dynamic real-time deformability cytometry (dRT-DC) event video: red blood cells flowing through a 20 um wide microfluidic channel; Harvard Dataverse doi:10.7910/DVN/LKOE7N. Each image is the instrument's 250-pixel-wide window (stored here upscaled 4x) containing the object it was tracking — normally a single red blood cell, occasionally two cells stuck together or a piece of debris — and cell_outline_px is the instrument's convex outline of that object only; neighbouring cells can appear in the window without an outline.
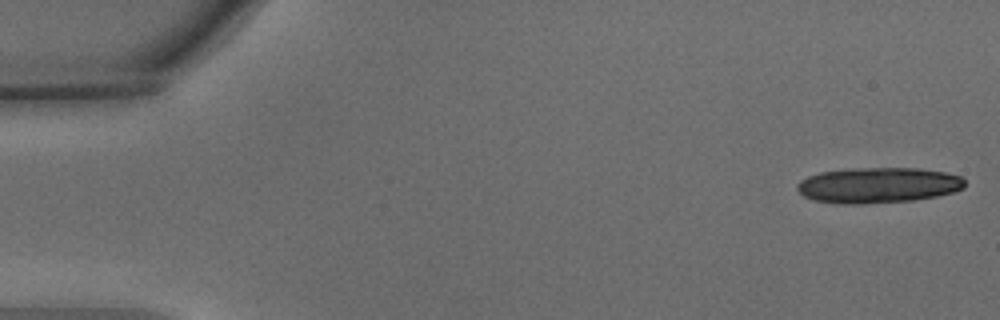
{"species": "common noctule bat (a hibernating species)", "species_latin": "Nyctalus noctula", "temperature_condition": "warm", "stored_images_in_passage": 19, "camera_frame_rate_fps": 3000, "um_per_image_px": 0.085, "animal": {"sex": "male", "body_mass_g": 15.6}, "frame": {"image": 1, "passage_image": 1, "time_ms": 0.0, "image_size_px": [1000, 320], "cell_outline_px": [[964, 188], [952, 192], [936, 196], [912, 200], [864, 204], [836, 204], [812, 200], [804, 196], [796, 188], [796, 184], [800, 180], [808, 176], [820, 172], [856, 168], [916, 168], [944, 172], [960, 176], [964, 180]], "centroid_in_image_um": [74.59, 15.75], "position_along_channel_um": 10.4, "area_um2": 34.8}}